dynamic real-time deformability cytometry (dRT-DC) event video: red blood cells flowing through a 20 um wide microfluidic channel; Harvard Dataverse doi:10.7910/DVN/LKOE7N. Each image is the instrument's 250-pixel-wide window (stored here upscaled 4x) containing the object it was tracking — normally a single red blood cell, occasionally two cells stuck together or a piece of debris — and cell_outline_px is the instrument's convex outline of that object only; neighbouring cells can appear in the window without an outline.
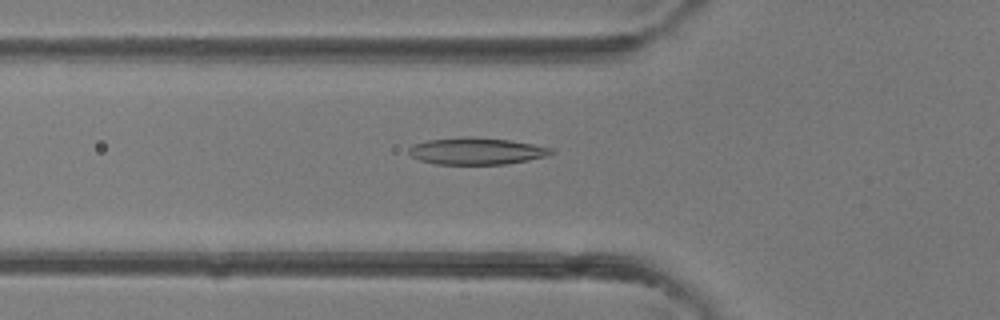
{"species": "common noctule bat (a hibernating species)", "species_latin": "Nyctalus noctula", "temperature_condition": "room temperature", "stored_images_in_passage": 41, "camera_frame_rate_fps": 3000, "um_per_image_px": 0.085, "animal": {"sex": "female"}, "frame": {"image": 1, "passage_image": 14, "time_ms": 4.333, "image_size_px": [1000, 320], "cell_outline_px": [[556, 152], [548, 156], [528, 160], [504, 164], [436, 164], [420, 160], [412, 156], [408, 152], [408, 148], [412, 144], [428, 140], [464, 136], [472, 136], [508, 140], [532, 144], [552, 148]], "centroid_in_image_um": [40.49, 12.83], "position_along_channel_um": 85.3, "area_um2": 22.37}}
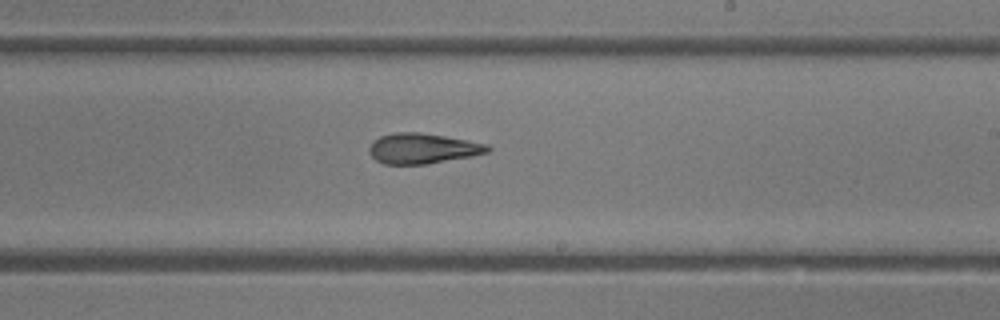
{"frame": {"image": 2, "passage_image": 24, "time_ms": 7.667, "image_size_px": [1000, 320], "cell_outline_px": [[492, 148], [488, 152], [472, 156], [428, 164], [384, 164], [376, 160], [368, 152], [368, 148], [372, 140], [380, 136], [396, 132], [420, 132], [444, 136], [488, 144]], "centroid_in_image_um": [35.9, 12.62], "position_along_channel_um": 253.1, "area_um2": 21.04}}
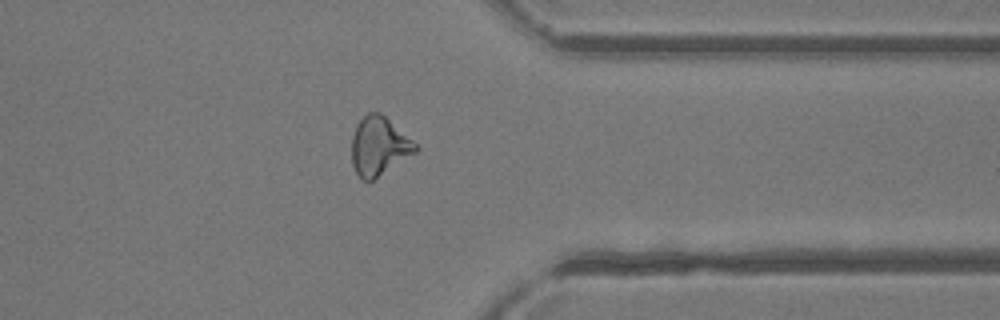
{"frame": {"image": 3, "passage_image": 32, "time_ms": 10.333, "image_size_px": [1000, 320], "cell_outline_px": [[420, 148], [416, 152], [372, 180], [360, 180], [352, 164], [352, 136], [356, 124], [368, 112], [380, 112], [412, 140]], "centroid_in_image_um": [32.19, 12.42], "position_along_channel_um": 379.2, "area_um2": 21.5}}